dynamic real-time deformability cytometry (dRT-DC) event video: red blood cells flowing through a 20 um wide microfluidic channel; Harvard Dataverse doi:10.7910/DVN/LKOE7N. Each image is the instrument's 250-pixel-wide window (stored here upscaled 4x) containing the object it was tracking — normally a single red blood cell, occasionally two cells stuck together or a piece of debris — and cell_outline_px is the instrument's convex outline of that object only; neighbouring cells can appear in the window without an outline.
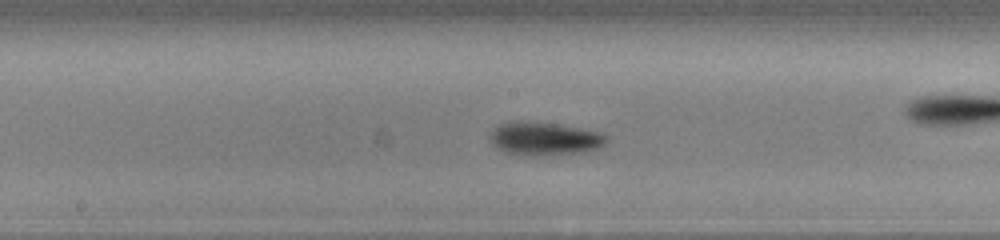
{"species": "common noctule bat (a hibernating species)", "species_latin": "Nyctalus noctula", "temperature_condition": "cold", "stored_images_in_passage": 39, "camera_frame_rate_fps": 3000, "um_per_image_px": 0.085, "animal": {"sex": "male", "body_mass_g": 13.0, "forearm_length_mm": 53.1}, "frame": {"image": 1, "passage_image": 12, "time_ms": 3.667, "image_size_px": [1000, 240], "cell_outline_px": [[608, 140], [604, 144], [596, 148], [584, 152], [532, 156], [520, 156], [496, 148], [488, 140], [488, 136], [492, 128], [500, 124], [512, 120], [524, 120], [556, 124], [580, 128], [600, 132], [608, 136]], "centroid_in_image_um": [46.2, 11.77], "position_along_channel_um": 202.0, "area_um2": 22.95}}
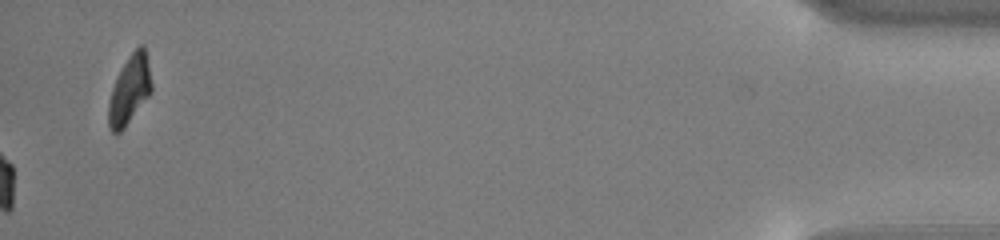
{"frame": {"image": 2, "passage_image": 39, "time_ms": 12.667, "image_size_px": [1000, 240], "cell_outline_px": [[152, 92], [124, 128], [120, 132], [112, 132], [108, 124], [108, 104], [112, 88], [128, 56], [140, 44], [144, 44], [152, 84]], "centroid_in_image_um": [11.02, 7.64], "position_along_channel_um": 424.2, "area_um2": 16.94}, "authors_computed_cell_mechanics": {"area_um2": 20.1144, "velocity_mm_per_s": 3.7834, "shape_relaxation_time_tau1_ms": 2.5838, "shape_relaxation_time_tau2_ms": null, "deformation_change_tau1": 0.1299, "deformation_change_tau2": null}}